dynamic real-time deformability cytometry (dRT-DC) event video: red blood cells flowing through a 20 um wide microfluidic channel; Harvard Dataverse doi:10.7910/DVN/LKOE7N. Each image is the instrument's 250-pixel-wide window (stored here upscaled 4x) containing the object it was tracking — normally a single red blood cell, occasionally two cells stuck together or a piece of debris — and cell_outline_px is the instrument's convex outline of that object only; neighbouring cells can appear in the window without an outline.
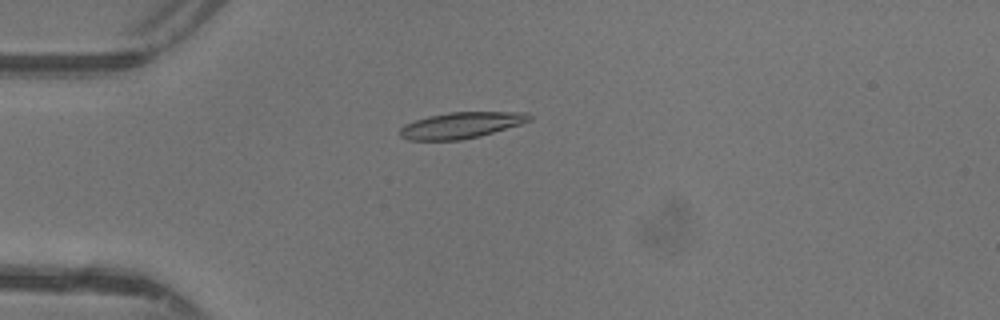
{"species": "common noctule bat (a hibernating species)", "species_latin": "Nyctalus noctula", "temperature_condition": "warm", "stored_images_in_passage": 38, "camera_frame_rate_fps": 3000, "um_per_image_px": 0.085, "animal": {"sex": "female"}, "frame": {"image": 1, "passage_image": 4, "time_ms": 1.0, "image_size_px": [1000, 320], "cell_outline_px": [[532, 120], [520, 124], [480, 136], [460, 140], [408, 140], [400, 136], [400, 128], [404, 124], [428, 116], [448, 112], [528, 112], [532, 116]], "centroid_in_image_um": [39.2, 10.64], "position_along_channel_um": 45.8, "area_um2": 19.71}}
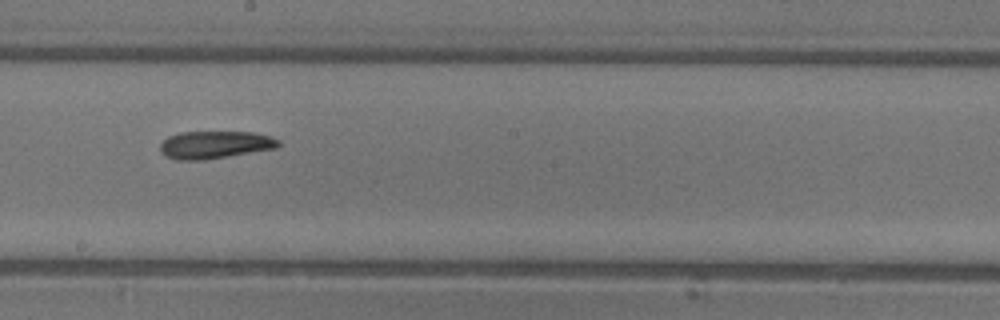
{"frame": {"image": 2, "passage_image": 18, "time_ms": 5.667, "image_size_px": [1000, 320], "cell_outline_px": [[280, 144], [276, 148], [204, 160], [176, 160], [164, 156], [160, 152], [160, 144], [168, 136], [180, 132], [252, 132], [272, 136], [280, 140]], "centroid_in_image_um": [18.24, 12.3], "position_along_channel_um": 230.0, "area_um2": 19.13}}
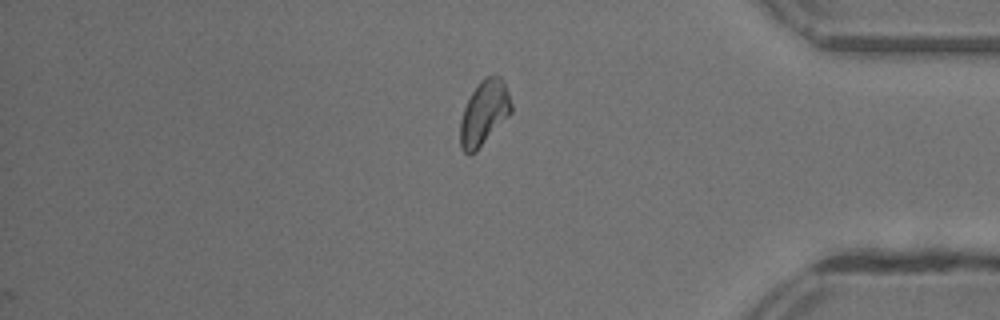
{"frame": {"image": 3, "passage_image": 31, "time_ms": 10.0, "image_size_px": [1000, 320], "cell_outline_px": [[512, 112], [476, 152], [468, 156], [460, 148], [460, 120], [464, 108], [472, 92], [480, 80], [484, 76], [496, 72], [500, 76], [508, 92], [512, 104]], "centroid_in_image_um": [41.14, 9.59], "position_along_channel_um": 394.1, "area_um2": 19.48}, "authors_computed_cell_mechanics": {"area_um2": 19.1607, "velocity_mm_per_s": 4.3976, "shape_relaxation_time_tau1_ms": 6.3831, "shape_relaxation_time_tau2_ms": null, "deformation_change_tau1": 0.1758, "deformation_change_tau2": null}}